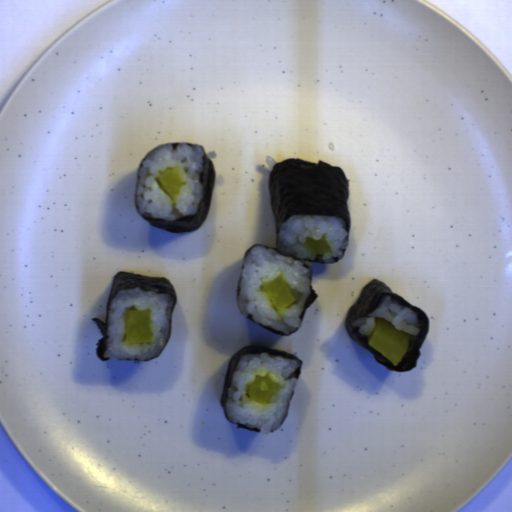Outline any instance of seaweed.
Here are the masks:
<instances>
[{
	"instance_id": "1faa68ee",
	"label": "seaweed",
	"mask_w": 512,
	"mask_h": 512,
	"mask_svg": "<svg viewBox=\"0 0 512 512\" xmlns=\"http://www.w3.org/2000/svg\"><path fill=\"white\" fill-rule=\"evenodd\" d=\"M268 187L276 230V246L252 245L244 254L241 268L252 249L255 247H266L297 260L308 269L310 275V294L304 302L300 315L301 323L307 309L318 297L313 289L311 265L312 263H325L320 260L301 261L288 254L281 253L277 245L281 226L288 217L297 215L336 217L343 220L349 233V238L342 256L335 262L338 263L344 257L350 241L351 221L347 204L350 195L349 180L339 166H332L323 160L311 163L296 158L280 161L273 166L269 174ZM240 272L236 285V300H238L241 287Z\"/></svg>"
},
{
	"instance_id": "45ffbabd",
	"label": "seaweed",
	"mask_w": 512,
	"mask_h": 512,
	"mask_svg": "<svg viewBox=\"0 0 512 512\" xmlns=\"http://www.w3.org/2000/svg\"><path fill=\"white\" fill-rule=\"evenodd\" d=\"M388 297L395 299L399 303L417 312L418 318L422 323L420 334L416 337L415 341L411 343V346L404 354L398 366L391 364L379 351L368 344V339L359 333L358 327L351 325L354 319L370 314ZM344 325L350 337L372 354L375 362L395 372H407L416 367L417 361L422 354L421 348L429 334L430 328L429 318L424 310L414 306L400 295L393 293L390 287L377 279L369 281L363 287L357 301L350 307Z\"/></svg>"
},
{
	"instance_id": "7513b1e5",
	"label": "seaweed",
	"mask_w": 512,
	"mask_h": 512,
	"mask_svg": "<svg viewBox=\"0 0 512 512\" xmlns=\"http://www.w3.org/2000/svg\"><path fill=\"white\" fill-rule=\"evenodd\" d=\"M123 289H139L142 291L156 292L160 295H166L167 297H169L170 299L173 300V308H172V312H171V316H170L169 337H168L165 345L163 346V348L160 350V352L150 359H135V360H125V361H143L144 362L147 360L154 359V358L160 356L164 352V350L169 342V339L171 336L173 314H174L175 306L178 303V296H177L171 282L169 281V279L167 277L143 276V275L124 272L121 270L115 274V276L113 277V280H112L110 293L106 300L105 321L101 320L100 318H96V317L91 318V321H93L97 325V327L102 335V337L98 340L97 345H96L97 357L101 361H109L110 359H112V358L104 357V354L107 350L109 306L112 303V301L114 300V298L116 297V295L118 294V292Z\"/></svg>"
},
{
	"instance_id": "ac131d1f",
	"label": "seaweed",
	"mask_w": 512,
	"mask_h": 512,
	"mask_svg": "<svg viewBox=\"0 0 512 512\" xmlns=\"http://www.w3.org/2000/svg\"><path fill=\"white\" fill-rule=\"evenodd\" d=\"M166 144H172L173 147H176L177 145H197L201 147L198 144H191V143H184V142H169L165 144H160L152 149L149 150V152L146 154V156L151 153L155 148L161 147ZM203 148V147H202ZM205 152V158H204V192H203V198L199 205L198 213L195 216H186L182 217L173 221H166L161 219H152V218H145L142 215H140L136 203H135V197H136V188H137V181H138V175L139 170L146 158V156L143 158L137 174V180H136V187H135V197H134V205L136 208L137 213L139 216L145 220L148 224H150L152 227L158 228L160 230L171 232V233H181V232H187L192 230H197L203 223L204 219L206 218L211 199H212V193H213V187H214V181H215V175H216V169L214 162L209 158L207 152L203 148Z\"/></svg>"
},
{
	"instance_id": "6c50854a",
	"label": "seaweed",
	"mask_w": 512,
	"mask_h": 512,
	"mask_svg": "<svg viewBox=\"0 0 512 512\" xmlns=\"http://www.w3.org/2000/svg\"><path fill=\"white\" fill-rule=\"evenodd\" d=\"M259 353H267V354H269L270 356H273V357H284V358H287V359H290V360H293V361H297L298 367L295 369V371L293 373V377L296 378L297 381L299 380V378L301 376L302 367H303L302 360H300L299 358L295 357L294 355L290 354L287 351H282V350H277V349H272V348H267V347L248 346V345L247 346H242L228 360L226 374H225V380H224V385H223V389H222V392H221V395H220V404L222 406L223 414H224L226 420L229 421L234 426H236L237 428L248 430V431H252V432H256V433H260L258 429L248 428V427L242 426L240 424H235V423L231 422V420L229 419V417L227 415V399H228V391H229L230 386L232 384V379H233L234 371H235V369H236V367H237V365H238L242 355H245V354H259Z\"/></svg>"
},
{
	"instance_id": "349a3768",
	"label": "seaweed",
	"mask_w": 512,
	"mask_h": 512,
	"mask_svg": "<svg viewBox=\"0 0 512 512\" xmlns=\"http://www.w3.org/2000/svg\"><path fill=\"white\" fill-rule=\"evenodd\" d=\"M245 316L247 317V319H249V320H250V321H252L253 323H255V324L259 325L260 327H262V328H264V329L268 330L269 332H271V333H273V334H276V335L283 336V337H284V336L292 335L293 333H295V332L298 330V328H297L295 331H293V332H292V333H290L289 335H284L283 333H281L279 330H277V329H275V328H272V327H270V326H267V325H264V324H262V323H259V322L255 321V320H254V318H253V316H252L251 314H250V315H245Z\"/></svg>"
},
{
	"instance_id": "d2809c37",
	"label": "seaweed",
	"mask_w": 512,
	"mask_h": 512,
	"mask_svg": "<svg viewBox=\"0 0 512 512\" xmlns=\"http://www.w3.org/2000/svg\"><path fill=\"white\" fill-rule=\"evenodd\" d=\"M289 408H290V401H289L288 406H287L286 414H285V416H284V418H283L279 428L276 431H278L280 429V427L286 422V420L288 418V415H289Z\"/></svg>"
}]
</instances>
